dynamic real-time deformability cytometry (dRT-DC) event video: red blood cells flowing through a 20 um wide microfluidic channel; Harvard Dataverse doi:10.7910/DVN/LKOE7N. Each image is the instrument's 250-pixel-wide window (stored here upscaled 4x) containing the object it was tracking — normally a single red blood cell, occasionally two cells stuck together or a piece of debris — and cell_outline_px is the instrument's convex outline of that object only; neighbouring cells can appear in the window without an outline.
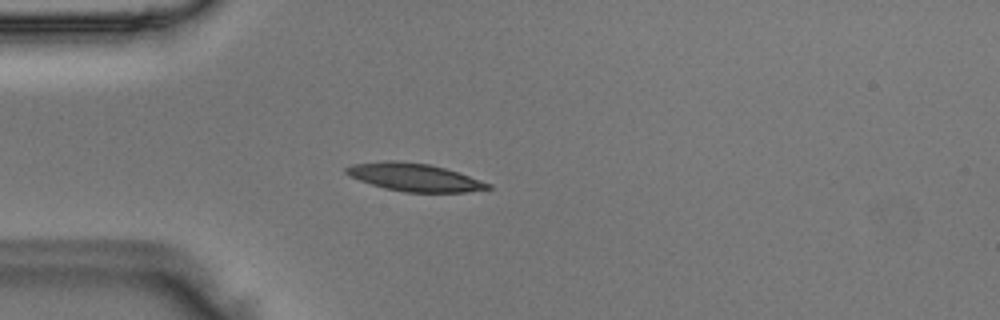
{"species": "Egyptian fruit bat (a non-hibernating species)", "species_latin": "Rousettus aegyptiacus", "temperature_condition": "room temperature", "stored_images_in_passage": 50, "camera_frame_rate_fps": 3000, "um_per_image_px": 0.085, "animal": {"sex": "male"}, "frame": {"image": 1, "passage_image": 13, "time_ms": 4.0, "image_size_px": [1000, 320], "cell_outline_px": [[492, 188], [468, 192], [404, 192], [384, 188], [348, 176], [344, 172], [344, 168], [352, 164], [384, 160], [396, 160], [428, 164], [444, 168], [492, 184]], "centroid_in_image_um": [35.18, 15.06], "position_along_channel_um": 49.8, "area_um2": 22.95}}
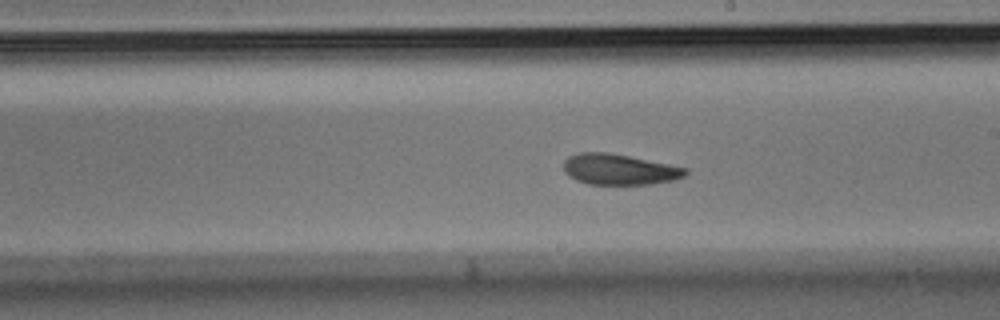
{"frame": {"image": 2, "passage_image": 28, "time_ms": 9.0, "image_size_px": [1000, 320], "cell_outline_px": [[688, 172], [684, 176], [672, 180], [652, 184], [588, 184], [576, 180], [568, 176], [564, 172], [564, 160], [568, 156], [580, 152], [604, 152], [628, 156], [688, 168]], "centroid_in_image_um": [52.6, 14.4], "position_along_channel_um": 236.4, "area_um2": 21.73}}
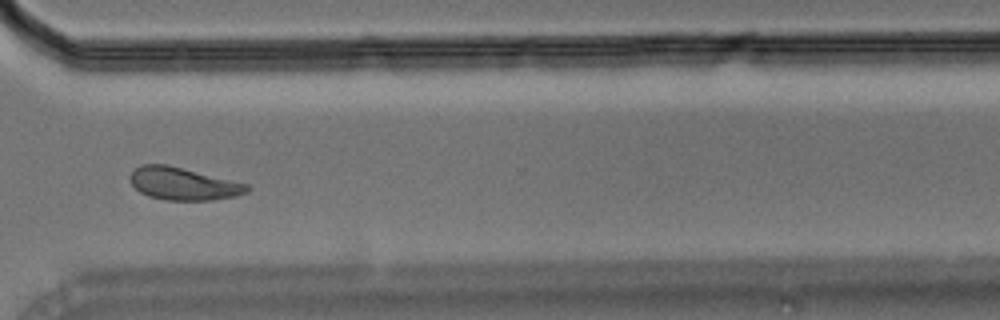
{"frame": {"image": 3, "passage_image": 37, "time_ms": 12.0, "image_size_px": [1000, 320], "cell_outline_px": [[252, 188], [248, 192], [236, 196], [212, 200], [164, 200], [148, 196], [140, 192], [128, 180], [128, 176], [140, 164], [168, 164], [248, 184]], "centroid_in_image_um": [15.57, 15.61], "position_along_channel_um": 355.0, "area_um2": 22.37}}